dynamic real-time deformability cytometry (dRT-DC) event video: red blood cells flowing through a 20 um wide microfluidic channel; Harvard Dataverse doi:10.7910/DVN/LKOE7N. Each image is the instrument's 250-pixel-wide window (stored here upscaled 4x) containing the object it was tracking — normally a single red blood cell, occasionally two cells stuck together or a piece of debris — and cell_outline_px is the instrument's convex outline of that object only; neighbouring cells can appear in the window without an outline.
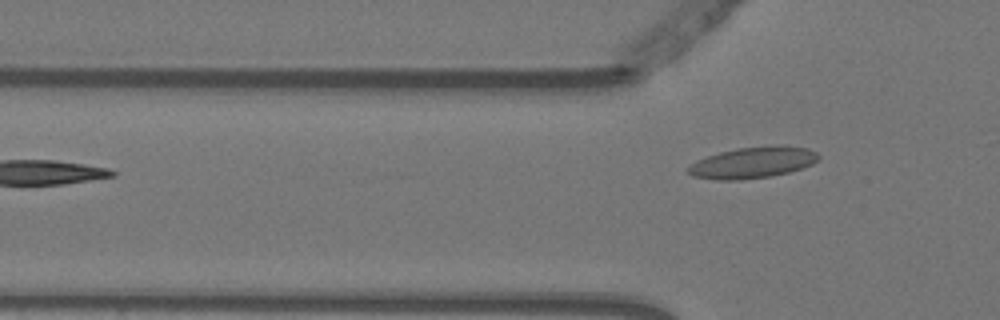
{"species": "Egyptian fruit bat (a non-hibernating species)", "species_latin": "Rousettus aegyptiacus", "temperature_condition": "warm", "stored_images_in_passage": 5, "camera_frame_rate_fps": 3000, "um_per_image_px": 0.085, "animal": {"sex": "female"}, "frame": {"image": 1, "passage_image": 5, "time_ms": 1.333, "image_size_px": [1000, 320], "cell_outline_px": [[820, 156], [812, 164], [788, 172], [768, 176], [740, 180], [716, 180], [692, 176], [688, 172], [688, 168], [696, 160], [720, 152], [736, 148], [772, 144], [784, 144], [808, 148], [816, 152]], "centroid_in_image_um": [63.99, 13.79], "position_along_channel_um": 61.8, "area_um2": 23.87}}